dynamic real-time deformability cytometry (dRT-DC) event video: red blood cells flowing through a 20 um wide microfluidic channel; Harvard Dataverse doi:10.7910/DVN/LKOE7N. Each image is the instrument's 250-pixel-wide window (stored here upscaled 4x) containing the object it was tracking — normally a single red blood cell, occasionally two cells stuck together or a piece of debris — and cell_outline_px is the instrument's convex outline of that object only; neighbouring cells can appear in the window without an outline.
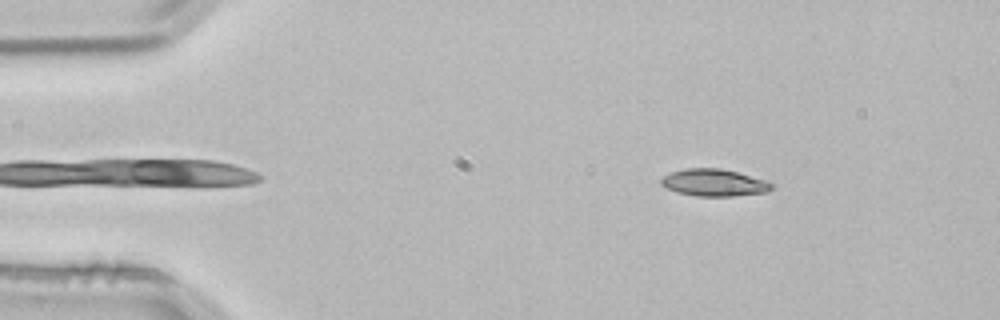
{"species": "common noctule bat (a hibernating species)", "species_latin": "Nyctalus noctula", "temperature_condition": "room temperature", "stored_images_in_passage": 4, "camera_frame_rate_fps": 3000, "um_per_image_px": 0.085, "animal": {"sex": "male", "body_mass_g": 21.5, "forearm_length_mm": 52.0}, "frame": {"image": 1, "passage_image": 4, "time_ms": 1.0, "image_size_px": [1000, 320], "cell_outline_px": [[772, 188], [768, 192], [732, 196], [696, 196], [676, 192], [664, 188], [660, 184], [660, 180], [664, 176], [672, 172], [684, 168], [720, 168], [768, 180], [772, 184]], "centroid_in_image_um": [60.68, 15.53], "position_along_channel_um": 24.3, "area_um2": 17.57}}